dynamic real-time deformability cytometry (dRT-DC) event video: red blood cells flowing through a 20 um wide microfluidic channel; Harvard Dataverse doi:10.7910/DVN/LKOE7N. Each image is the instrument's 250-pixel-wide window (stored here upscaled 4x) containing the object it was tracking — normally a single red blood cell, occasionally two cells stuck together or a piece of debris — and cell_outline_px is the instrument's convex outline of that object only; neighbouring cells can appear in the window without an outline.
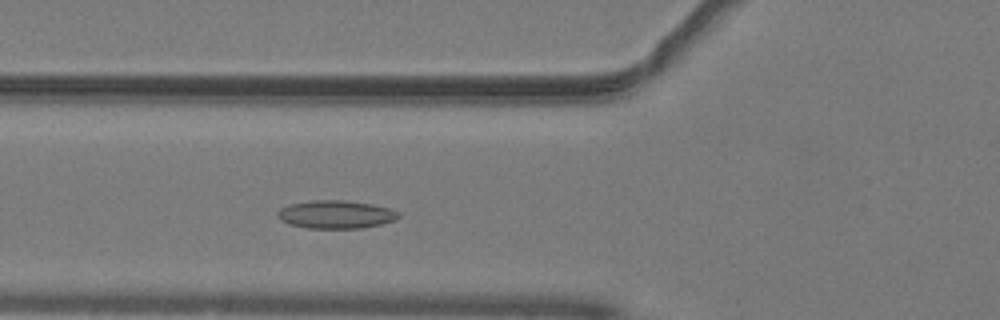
{"species": "common noctule bat (a hibernating species)", "species_latin": "Nyctalus noctula", "temperature_condition": "warm", "stored_images_in_passage": 43, "camera_frame_rate_fps": 3000, "um_per_image_px": 0.085, "animal": {"sex": "male", "body_mass_g": 19.2, "forearm_length_mm": 51.8}, "frame": {"image": 1, "passage_image": 11, "time_ms": 3.333, "image_size_px": [1000, 320], "cell_outline_px": [[400, 216], [396, 220], [380, 224], [360, 228], [308, 228], [292, 224], [280, 220], [276, 216], [276, 212], [280, 208], [288, 204], [312, 200], [344, 200], [372, 204], [392, 208], [400, 212]], "centroid_in_image_um": [28.56, 18.21], "position_along_channel_um": 97.2, "area_um2": 19.94}}
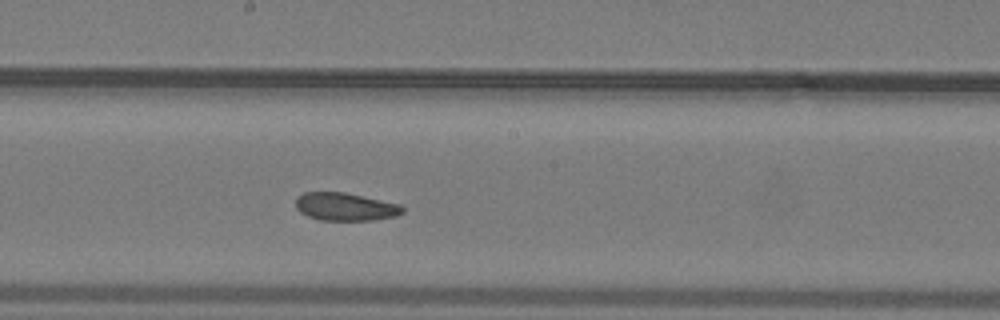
{"frame": {"image": 2, "passage_image": 20, "time_ms": 6.333, "image_size_px": [1000, 320], "cell_outline_px": [[404, 212], [396, 216], [372, 220], [320, 220], [308, 216], [300, 212], [296, 208], [296, 196], [304, 192], [344, 192], [400, 204], [404, 208]], "centroid_in_image_um": [29.34, 17.57], "position_along_channel_um": 218.9, "area_um2": 17.4}}
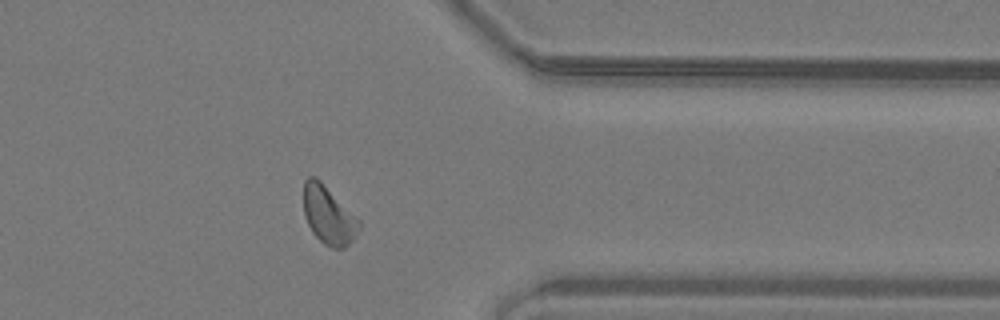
{"frame": {"image": 3, "passage_image": 33, "time_ms": 10.667, "image_size_px": [1000, 320], "cell_outline_px": [[360, 228], [356, 236], [344, 248], [332, 248], [324, 244], [312, 232], [304, 216], [304, 180], [308, 176], [316, 176], [360, 220]], "centroid_in_image_um": [27.92, 18.29], "position_along_channel_um": 383.5, "area_um2": 18.73}, "authors_computed_cell_mechanics": {"area_um2": 18.5538, "velocity_mm_per_s": 4.0447, "shape_relaxation_time_tau1_ms": 5.3555, "shape_relaxation_time_tau2_ms": 3.926, "deformation_change_tau1": 0.1151, "deformation_change_tau2": 0.1125}}